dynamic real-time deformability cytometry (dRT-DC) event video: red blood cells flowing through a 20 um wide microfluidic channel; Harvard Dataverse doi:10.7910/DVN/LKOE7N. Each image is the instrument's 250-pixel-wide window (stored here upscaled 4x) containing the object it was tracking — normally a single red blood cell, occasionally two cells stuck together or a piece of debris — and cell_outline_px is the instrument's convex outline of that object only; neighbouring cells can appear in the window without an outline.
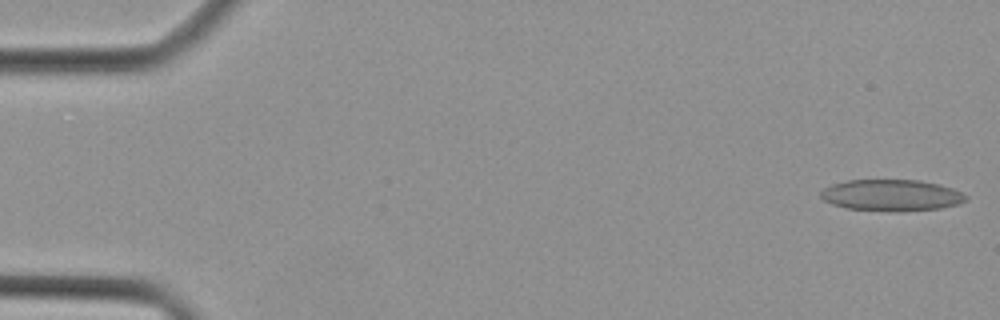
{"species": "Egyptian fruit bat (a non-hibernating species)", "species_latin": "Rousettus aegyptiacus", "temperature_condition": "cold", "stored_images_in_passage": 12, "camera_frame_rate_fps": 3000, "um_per_image_px": 0.085, "animal": {"sex": "female"}, "frame": {"image": 1, "passage_image": 1, "time_ms": 0.0, "image_size_px": [1000, 320], "cell_outline_px": [[968, 200], [960, 204], [940, 208], [900, 212], [888, 212], [848, 208], [832, 204], [824, 200], [820, 196], [820, 192], [824, 188], [832, 184], [848, 180], [920, 180], [940, 184], [952, 188], [968, 196]], "centroid_in_image_um": [75.8, 16.6], "position_along_channel_um": 9.2, "area_um2": 26.88}}